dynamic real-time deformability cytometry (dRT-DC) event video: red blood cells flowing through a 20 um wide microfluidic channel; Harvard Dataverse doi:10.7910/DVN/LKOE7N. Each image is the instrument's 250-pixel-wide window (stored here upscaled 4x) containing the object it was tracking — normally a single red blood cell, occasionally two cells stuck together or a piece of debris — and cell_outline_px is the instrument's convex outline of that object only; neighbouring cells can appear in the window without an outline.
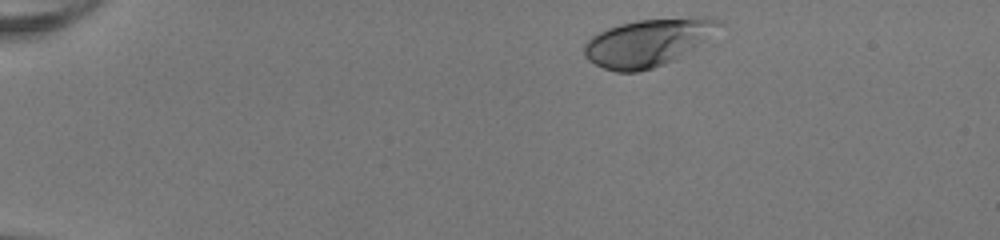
{"species": "human", "species_latin": "Homo sapiens", "temperature_condition": "room temperature", "stored_images_in_passage": 44, "camera_frame_rate_fps": 3000, "um_per_image_px": 0.085, "donor": {"sex": "female"}, "frame": {"image": 1, "passage_image": 2, "time_ms": 0.333, "image_size_px": [1000, 240], "cell_outline_px": [[724, 24], [692, 52], [676, 60], [652, 68], [636, 72], [616, 72], [604, 68], [588, 60], [584, 56], [584, 44], [592, 36], [608, 28], [620, 24], [636, 20], [696, 16], [704, 16], [720, 20]], "centroid_in_image_um": [55.13, 3.6], "position_along_channel_um": 29.9, "area_um2": 37.74}}
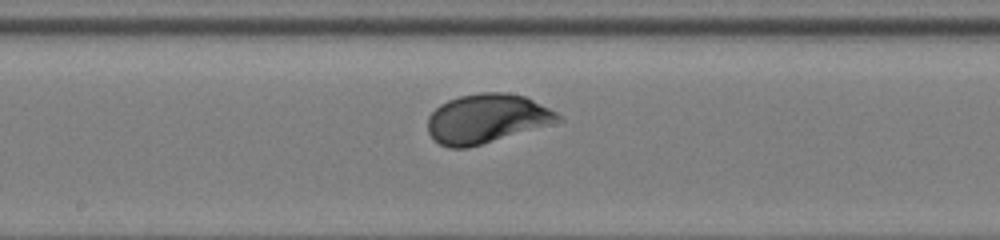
{"frame": {"image": 2, "passage_image": 22, "time_ms": 7.0, "image_size_px": [1000, 240], "cell_outline_px": [[564, 120], [468, 148], [448, 148], [440, 144], [428, 132], [428, 116], [440, 104], [448, 100], [460, 96], [480, 92], [504, 92], [524, 96], [556, 112]], "centroid_in_image_um": [41.34, 10.08], "position_along_channel_um": 206.9, "area_um2": 36.93}}
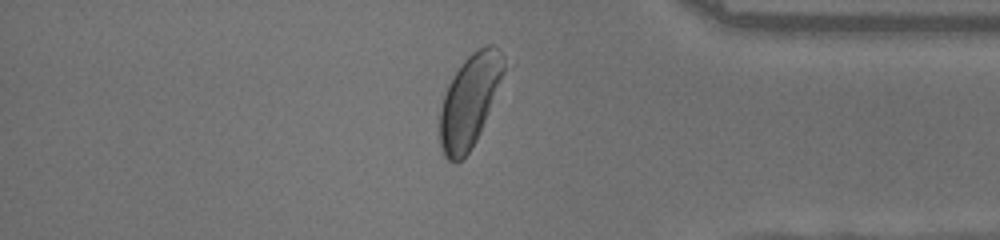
{"frame": {"image": 3, "passage_image": 37, "time_ms": 12.0, "image_size_px": [1000, 240], "cell_outline_px": [[504, 72], [480, 132], [476, 140], [468, 152], [456, 164], [448, 160], [444, 156], [440, 144], [440, 112], [444, 96], [448, 84], [452, 76], [464, 60], [472, 52], [488, 44], [492, 44], [504, 56]], "centroid_in_image_um": [39.89, 8.57], "position_along_channel_um": 395.3, "area_um2": 33.81}, "authors_computed_cell_mechanics": {"area_um2": 35.8649, "velocity_mm_per_s": 4.0418, "shape_relaxation_time_tau1_ms": 2.1148, "shape_relaxation_time_tau2_ms": null, "deformation_change_tau1": 0.1379, "deformation_change_tau2": null}}